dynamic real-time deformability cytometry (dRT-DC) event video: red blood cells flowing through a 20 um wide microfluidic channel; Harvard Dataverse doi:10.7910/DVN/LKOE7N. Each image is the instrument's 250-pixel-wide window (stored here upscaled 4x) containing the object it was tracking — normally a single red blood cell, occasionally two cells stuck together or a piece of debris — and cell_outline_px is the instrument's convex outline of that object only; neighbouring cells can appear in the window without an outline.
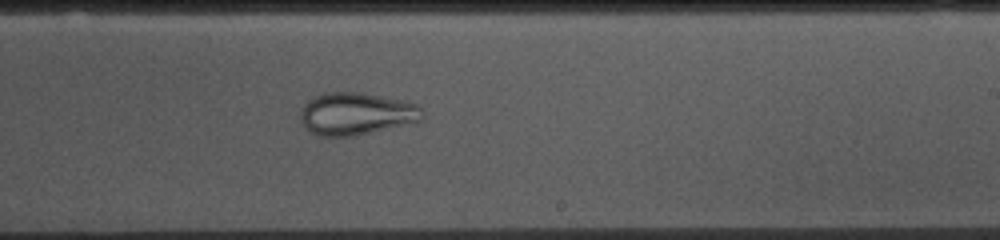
{"species": "common noctule bat (a hibernating species)", "species_latin": "Nyctalus noctula", "temperature_condition": "cold", "stored_images_in_passage": 53, "camera_frame_rate_fps": 3000, "um_per_image_px": 0.085, "animal": {"sex": "female", "body_mass_g": 10.0, "forearm_length_mm": 53.1}, "frame": {"image": 1, "passage_image": 31, "time_ms": 10.0, "image_size_px": [1000, 240], "cell_outline_px": [[424, 120], [352, 136], [320, 136], [312, 132], [300, 120], [300, 112], [304, 104], [308, 100], [324, 92], [364, 92], [404, 100], [416, 104], [424, 112]], "centroid_in_image_um": [30.3, 9.65], "position_along_channel_um": 258.7, "area_um2": 30.11}}
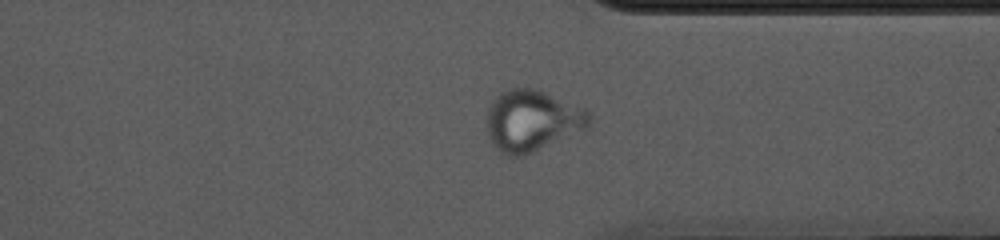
{"frame": {"image": 2, "passage_image": 40, "time_ms": 13.0, "image_size_px": [1000, 240], "cell_outline_px": [[592, 116], [588, 128], [524, 156], [512, 156], [500, 152], [496, 148], [488, 136], [488, 108], [492, 100], [500, 92], [508, 88], [532, 88], [544, 92], [584, 108]], "centroid_in_image_um": [45.23, 10.26], "position_along_channel_um": 366.2, "area_um2": 36.41}}
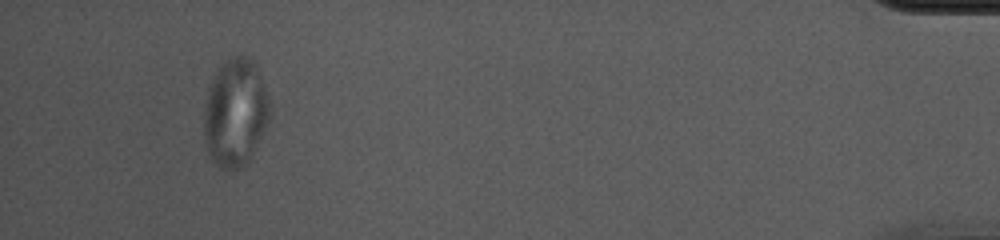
{"frame": {"image": 3, "passage_image": 50, "time_ms": 16.333, "image_size_px": [1000, 240], "cell_outline_px": [[272, 112], [252, 156], [240, 168], [224, 168], [216, 164], [208, 156], [204, 136], [204, 112], [208, 88], [216, 72], [224, 60], [232, 56], [248, 56], [256, 60]], "centroid_in_image_um": [20.01, 9.54], "position_along_channel_um": 415.2, "area_um2": 41.44}}